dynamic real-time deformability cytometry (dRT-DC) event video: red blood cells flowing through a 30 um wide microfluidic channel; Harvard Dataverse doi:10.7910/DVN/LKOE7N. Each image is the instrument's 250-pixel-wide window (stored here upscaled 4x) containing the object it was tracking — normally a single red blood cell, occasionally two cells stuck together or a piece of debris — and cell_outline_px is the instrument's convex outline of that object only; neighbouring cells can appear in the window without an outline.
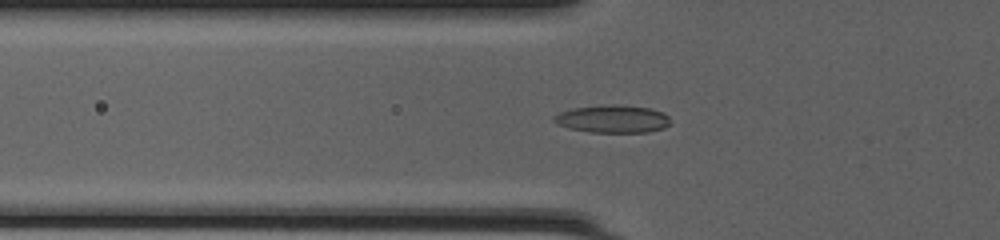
{"species": "common noctule bat (a hibernating species)", "species_latin": "Nyctalus noctula", "temperature_condition": "cold", "stored_images_in_passage": 50, "camera_frame_rate_fps": 3000, "um_per_image_px": 0.085, "animal": {"sex": "female", "body_mass_g": 20.0, "forearm_length_mm": 54.0}, "frame": {"image": 1, "passage_image": 19, "time_ms": 6.0, "image_size_px": [1000, 240], "cell_outline_px": [[668, 124], [664, 128], [648, 132], [588, 132], [568, 128], [556, 124], [552, 120], [552, 116], [560, 112], [572, 108], [600, 104], [616, 104], [652, 108], [664, 112], [668, 116]], "centroid_in_image_um": [52.03, 10.09], "position_along_channel_um": 73.8, "area_um2": 19.13}}
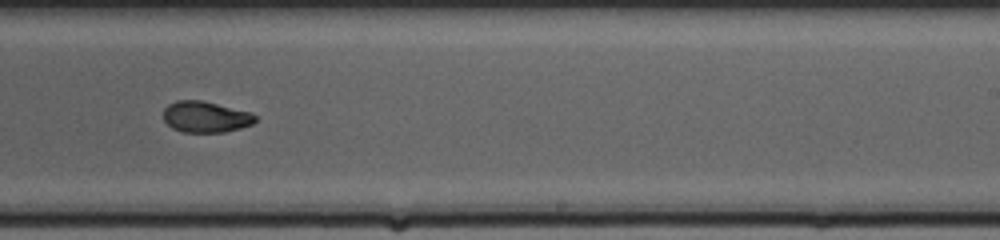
{"frame": {"image": 2, "passage_image": 33, "time_ms": 10.667, "image_size_px": [1000, 240], "cell_outline_px": [[256, 120], [252, 124], [240, 128], [224, 132], [184, 132], [172, 128], [164, 120], [164, 108], [168, 104], [176, 100], [200, 100], [252, 112], [256, 116]], "centroid_in_image_um": [17.48, 9.93], "position_along_channel_um": 271.5, "area_um2": 16.65}}
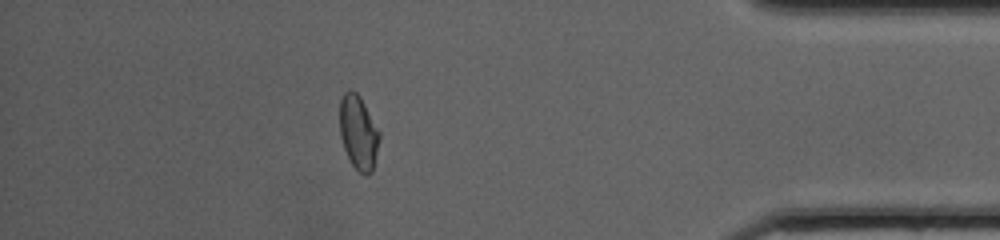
{"frame": {"image": 3, "passage_image": 45, "time_ms": 14.667, "image_size_px": [1000, 240], "cell_outline_px": [[380, 136], [372, 172], [368, 176], [364, 176], [352, 164], [344, 148], [340, 136], [340, 100], [344, 92], [348, 88], [356, 92], [360, 96], [380, 132]], "centroid_in_image_um": [30.46, 11.25], "position_along_channel_um": 404.7, "area_um2": 17.11}, "authors_computed_cell_mechanics": {"area_um2": 17.2533, "velocity_mm_per_s": 4.2405, "shape_relaxation_time_tau1_ms": 6.6101, "shape_relaxation_time_tau2_ms": 1.832, "deformation_change_tau1": 0.1706, "deformation_change_tau2": 0.0661}}